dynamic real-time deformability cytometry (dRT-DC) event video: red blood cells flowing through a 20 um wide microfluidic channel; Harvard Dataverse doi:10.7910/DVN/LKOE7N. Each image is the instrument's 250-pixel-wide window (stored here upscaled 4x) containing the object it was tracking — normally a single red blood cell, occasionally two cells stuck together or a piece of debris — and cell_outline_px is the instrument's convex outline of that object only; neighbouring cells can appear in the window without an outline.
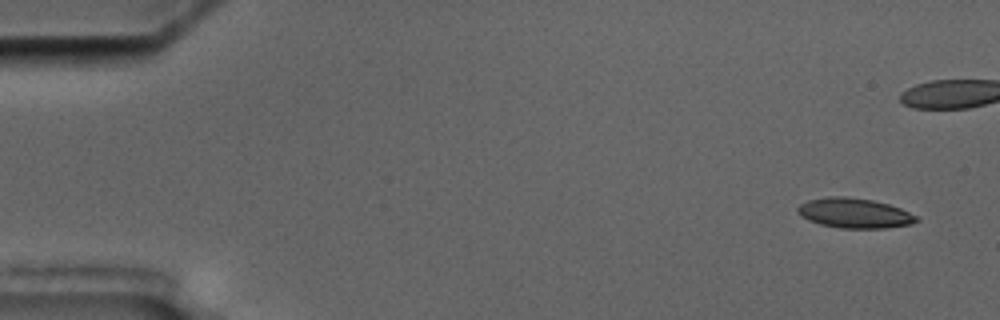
{"species": "common noctule bat (a hibernating species)", "species_latin": "Nyctalus noctula", "temperature_condition": "cold", "stored_images_in_passage": 6, "camera_frame_rate_fps": 3000, "um_per_image_px": 0.085, "animal": {"sex": "male", "body_mass_g": 17.5, "forearm_length_mm": 52.3}, "frame": {"image": 1, "passage_image": 1, "time_ms": 0.0, "image_size_px": [1000, 320], "cell_outline_px": [[920, 220], [912, 224], [884, 228], [840, 228], [820, 224], [808, 220], [800, 216], [796, 208], [800, 204], [808, 200], [828, 196], [844, 196], [872, 200], [888, 204], [900, 208], [916, 216]], "centroid_in_image_um": [72.6, 18.11], "position_along_channel_um": 12.4, "area_um2": 20.69}}
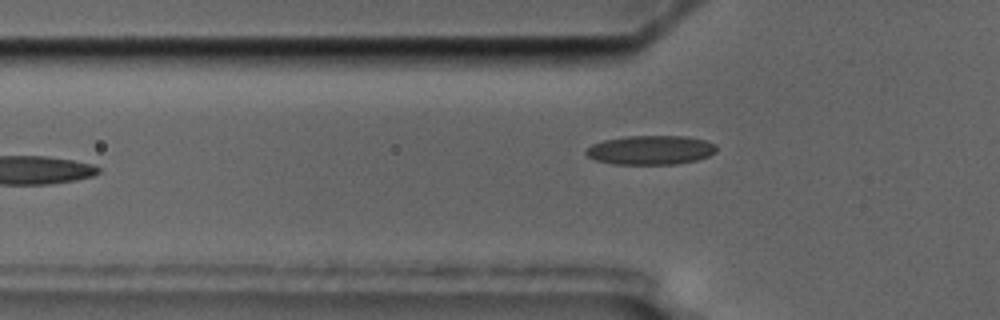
{"frame": {"image": 2, "passage_image": 6, "time_ms": 6.667, "image_size_px": [1000, 320], "cell_outline_px": [[716, 152], [708, 156], [696, 160], [676, 164], [612, 164], [596, 160], [588, 156], [584, 152], [592, 144], [604, 140], [628, 136], [684, 136], [704, 140], [716, 144]], "centroid_in_image_um": [55.3, 12.75], "position_along_channel_um": 70.5, "area_um2": 22.08}}